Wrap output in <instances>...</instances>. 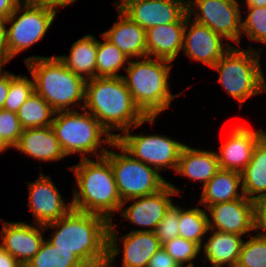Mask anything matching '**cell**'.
<instances>
[{
  "instance_id": "5",
  "label": "cell",
  "mask_w": 266,
  "mask_h": 267,
  "mask_svg": "<svg viewBox=\"0 0 266 267\" xmlns=\"http://www.w3.org/2000/svg\"><path fill=\"white\" fill-rule=\"evenodd\" d=\"M156 60V61H155ZM167 63V64H166ZM170 61L152 57L129 61L123 76L133 102L146 117H157L170 108L171 101L177 94L169 91Z\"/></svg>"
},
{
  "instance_id": "21",
  "label": "cell",
  "mask_w": 266,
  "mask_h": 267,
  "mask_svg": "<svg viewBox=\"0 0 266 267\" xmlns=\"http://www.w3.org/2000/svg\"><path fill=\"white\" fill-rule=\"evenodd\" d=\"M14 148L40 161H58L66 157L51 126L23 129Z\"/></svg>"
},
{
  "instance_id": "38",
  "label": "cell",
  "mask_w": 266,
  "mask_h": 267,
  "mask_svg": "<svg viewBox=\"0 0 266 267\" xmlns=\"http://www.w3.org/2000/svg\"><path fill=\"white\" fill-rule=\"evenodd\" d=\"M147 267H180L161 246L148 261Z\"/></svg>"
},
{
  "instance_id": "17",
  "label": "cell",
  "mask_w": 266,
  "mask_h": 267,
  "mask_svg": "<svg viewBox=\"0 0 266 267\" xmlns=\"http://www.w3.org/2000/svg\"><path fill=\"white\" fill-rule=\"evenodd\" d=\"M191 22L192 19L190 20L186 13L183 53L190 59L192 58L212 68L232 46L227 42L226 44L222 43L225 39L208 26L195 21ZM189 23L190 27H188Z\"/></svg>"
},
{
  "instance_id": "10",
  "label": "cell",
  "mask_w": 266,
  "mask_h": 267,
  "mask_svg": "<svg viewBox=\"0 0 266 267\" xmlns=\"http://www.w3.org/2000/svg\"><path fill=\"white\" fill-rule=\"evenodd\" d=\"M130 130L124 131L122 135L118 133L115 140L127 153L158 172L169 167L176 171L184 143L158 134L131 135Z\"/></svg>"
},
{
  "instance_id": "8",
  "label": "cell",
  "mask_w": 266,
  "mask_h": 267,
  "mask_svg": "<svg viewBox=\"0 0 266 267\" xmlns=\"http://www.w3.org/2000/svg\"><path fill=\"white\" fill-rule=\"evenodd\" d=\"M121 153L108 150L104 155L110 162L122 202L157 193L169 182L153 167L134 159L116 141L110 146Z\"/></svg>"
},
{
  "instance_id": "1",
  "label": "cell",
  "mask_w": 266,
  "mask_h": 267,
  "mask_svg": "<svg viewBox=\"0 0 266 267\" xmlns=\"http://www.w3.org/2000/svg\"><path fill=\"white\" fill-rule=\"evenodd\" d=\"M109 226L110 221L101 215L72 208L44 228H57L47 239L57 249L74 252L88 267H104L108 261Z\"/></svg>"
},
{
  "instance_id": "30",
  "label": "cell",
  "mask_w": 266,
  "mask_h": 267,
  "mask_svg": "<svg viewBox=\"0 0 266 267\" xmlns=\"http://www.w3.org/2000/svg\"><path fill=\"white\" fill-rule=\"evenodd\" d=\"M209 217L200 207L184 209L179 206V237L197 243L202 248L203 236L209 231Z\"/></svg>"
},
{
  "instance_id": "13",
  "label": "cell",
  "mask_w": 266,
  "mask_h": 267,
  "mask_svg": "<svg viewBox=\"0 0 266 267\" xmlns=\"http://www.w3.org/2000/svg\"><path fill=\"white\" fill-rule=\"evenodd\" d=\"M117 2L115 5L145 30L157 25L176 23L187 13V5L177 0H119Z\"/></svg>"
},
{
  "instance_id": "15",
  "label": "cell",
  "mask_w": 266,
  "mask_h": 267,
  "mask_svg": "<svg viewBox=\"0 0 266 267\" xmlns=\"http://www.w3.org/2000/svg\"><path fill=\"white\" fill-rule=\"evenodd\" d=\"M180 195V190L168 183L155 194L132 198L122 202V207L129 201H135L128 208H121L119 213L130 223L141 226L144 229L132 231L155 232L157 225L163 219L165 213L173 204L170 196ZM147 229H146V228ZM149 228V229H148Z\"/></svg>"
},
{
  "instance_id": "34",
  "label": "cell",
  "mask_w": 266,
  "mask_h": 267,
  "mask_svg": "<svg viewBox=\"0 0 266 267\" xmlns=\"http://www.w3.org/2000/svg\"><path fill=\"white\" fill-rule=\"evenodd\" d=\"M162 247L180 267H194L192 261L197 258V255L200 254L202 249L197 243L182 237L173 238L163 243Z\"/></svg>"
},
{
  "instance_id": "11",
  "label": "cell",
  "mask_w": 266,
  "mask_h": 267,
  "mask_svg": "<svg viewBox=\"0 0 266 267\" xmlns=\"http://www.w3.org/2000/svg\"><path fill=\"white\" fill-rule=\"evenodd\" d=\"M187 14L192 21L208 26L226 40L240 44L242 14L237 0H190Z\"/></svg>"
},
{
  "instance_id": "42",
  "label": "cell",
  "mask_w": 266,
  "mask_h": 267,
  "mask_svg": "<svg viewBox=\"0 0 266 267\" xmlns=\"http://www.w3.org/2000/svg\"><path fill=\"white\" fill-rule=\"evenodd\" d=\"M24 1L32 5L45 6L53 8L55 10H58L59 7H66L76 2V0H24Z\"/></svg>"
},
{
  "instance_id": "45",
  "label": "cell",
  "mask_w": 266,
  "mask_h": 267,
  "mask_svg": "<svg viewBox=\"0 0 266 267\" xmlns=\"http://www.w3.org/2000/svg\"><path fill=\"white\" fill-rule=\"evenodd\" d=\"M247 7H266V0H245Z\"/></svg>"
},
{
  "instance_id": "46",
  "label": "cell",
  "mask_w": 266,
  "mask_h": 267,
  "mask_svg": "<svg viewBox=\"0 0 266 267\" xmlns=\"http://www.w3.org/2000/svg\"><path fill=\"white\" fill-rule=\"evenodd\" d=\"M4 251H5V250H4L3 246H2V243H0V255H1Z\"/></svg>"
},
{
  "instance_id": "7",
  "label": "cell",
  "mask_w": 266,
  "mask_h": 267,
  "mask_svg": "<svg viewBox=\"0 0 266 267\" xmlns=\"http://www.w3.org/2000/svg\"><path fill=\"white\" fill-rule=\"evenodd\" d=\"M259 52L255 48L244 50L232 45L212 67L219 72L218 82L240 107L250 97L266 91Z\"/></svg>"
},
{
  "instance_id": "43",
  "label": "cell",
  "mask_w": 266,
  "mask_h": 267,
  "mask_svg": "<svg viewBox=\"0 0 266 267\" xmlns=\"http://www.w3.org/2000/svg\"><path fill=\"white\" fill-rule=\"evenodd\" d=\"M23 0H0V18L7 19Z\"/></svg>"
},
{
  "instance_id": "22",
  "label": "cell",
  "mask_w": 266,
  "mask_h": 267,
  "mask_svg": "<svg viewBox=\"0 0 266 267\" xmlns=\"http://www.w3.org/2000/svg\"><path fill=\"white\" fill-rule=\"evenodd\" d=\"M118 21L106 32L101 33L117 46L129 59L147 57L145 29L132 21L117 6Z\"/></svg>"
},
{
  "instance_id": "19",
  "label": "cell",
  "mask_w": 266,
  "mask_h": 267,
  "mask_svg": "<svg viewBox=\"0 0 266 267\" xmlns=\"http://www.w3.org/2000/svg\"><path fill=\"white\" fill-rule=\"evenodd\" d=\"M263 129L252 131L244 125L231 129L226 142L217 152L219 167L241 173L251 160L254 147L263 136Z\"/></svg>"
},
{
  "instance_id": "25",
  "label": "cell",
  "mask_w": 266,
  "mask_h": 267,
  "mask_svg": "<svg viewBox=\"0 0 266 267\" xmlns=\"http://www.w3.org/2000/svg\"><path fill=\"white\" fill-rule=\"evenodd\" d=\"M211 233L208 241L202 244L203 254L206 256L204 263L207 259L212 264L211 267H236L244 242L242 236L217 230H212Z\"/></svg>"
},
{
  "instance_id": "23",
  "label": "cell",
  "mask_w": 266,
  "mask_h": 267,
  "mask_svg": "<svg viewBox=\"0 0 266 267\" xmlns=\"http://www.w3.org/2000/svg\"><path fill=\"white\" fill-rule=\"evenodd\" d=\"M219 169L217 152L202 151L185 144L180 152L175 172L190 180L204 182V186Z\"/></svg>"
},
{
  "instance_id": "33",
  "label": "cell",
  "mask_w": 266,
  "mask_h": 267,
  "mask_svg": "<svg viewBox=\"0 0 266 267\" xmlns=\"http://www.w3.org/2000/svg\"><path fill=\"white\" fill-rule=\"evenodd\" d=\"M34 81L27 76L10 73V88L3 109L17 113L22 104L33 94Z\"/></svg>"
},
{
  "instance_id": "16",
  "label": "cell",
  "mask_w": 266,
  "mask_h": 267,
  "mask_svg": "<svg viewBox=\"0 0 266 267\" xmlns=\"http://www.w3.org/2000/svg\"><path fill=\"white\" fill-rule=\"evenodd\" d=\"M28 189L27 204L33 213L34 224L45 226L56 222L72 209L71 202H64L50 175L45 176L42 172L34 182H29Z\"/></svg>"
},
{
  "instance_id": "29",
  "label": "cell",
  "mask_w": 266,
  "mask_h": 267,
  "mask_svg": "<svg viewBox=\"0 0 266 267\" xmlns=\"http://www.w3.org/2000/svg\"><path fill=\"white\" fill-rule=\"evenodd\" d=\"M24 267H88L74 252L57 249L44 240L36 255Z\"/></svg>"
},
{
  "instance_id": "28",
  "label": "cell",
  "mask_w": 266,
  "mask_h": 267,
  "mask_svg": "<svg viewBox=\"0 0 266 267\" xmlns=\"http://www.w3.org/2000/svg\"><path fill=\"white\" fill-rule=\"evenodd\" d=\"M54 115L53 108L35 91L17 112V117L23 129L50 127L53 122L51 117Z\"/></svg>"
},
{
  "instance_id": "40",
  "label": "cell",
  "mask_w": 266,
  "mask_h": 267,
  "mask_svg": "<svg viewBox=\"0 0 266 267\" xmlns=\"http://www.w3.org/2000/svg\"><path fill=\"white\" fill-rule=\"evenodd\" d=\"M266 238V200L257 202L256 204V232ZM263 231L264 233H261Z\"/></svg>"
},
{
  "instance_id": "39",
  "label": "cell",
  "mask_w": 266,
  "mask_h": 267,
  "mask_svg": "<svg viewBox=\"0 0 266 267\" xmlns=\"http://www.w3.org/2000/svg\"><path fill=\"white\" fill-rule=\"evenodd\" d=\"M6 19L0 18V66H4L9 62V52L7 49V37H6V28L5 25Z\"/></svg>"
},
{
  "instance_id": "14",
  "label": "cell",
  "mask_w": 266,
  "mask_h": 267,
  "mask_svg": "<svg viewBox=\"0 0 266 267\" xmlns=\"http://www.w3.org/2000/svg\"><path fill=\"white\" fill-rule=\"evenodd\" d=\"M256 204L244 195L230 202L209 206V230L248 235L250 231L256 230Z\"/></svg>"
},
{
  "instance_id": "36",
  "label": "cell",
  "mask_w": 266,
  "mask_h": 267,
  "mask_svg": "<svg viewBox=\"0 0 266 267\" xmlns=\"http://www.w3.org/2000/svg\"><path fill=\"white\" fill-rule=\"evenodd\" d=\"M23 132L17 113L0 110V153L13 148Z\"/></svg>"
},
{
  "instance_id": "12",
  "label": "cell",
  "mask_w": 266,
  "mask_h": 267,
  "mask_svg": "<svg viewBox=\"0 0 266 267\" xmlns=\"http://www.w3.org/2000/svg\"><path fill=\"white\" fill-rule=\"evenodd\" d=\"M117 226L110 222L108 230V261L104 267H113L115 257L120 253L118 240L123 243L122 267H147L148 261L153 254L162 246L155 232L131 231L119 239Z\"/></svg>"
},
{
  "instance_id": "32",
  "label": "cell",
  "mask_w": 266,
  "mask_h": 267,
  "mask_svg": "<svg viewBox=\"0 0 266 267\" xmlns=\"http://www.w3.org/2000/svg\"><path fill=\"white\" fill-rule=\"evenodd\" d=\"M243 242L236 267H266V238L259 233Z\"/></svg>"
},
{
  "instance_id": "20",
  "label": "cell",
  "mask_w": 266,
  "mask_h": 267,
  "mask_svg": "<svg viewBox=\"0 0 266 267\" xmlns=\"http://www.w3.org/2000/svg\"><path fill=\"white\" fill-rule=\"evenodd\" d=\"M186 14L176 23L157 25L145 30L149 57L174 61L183 48Z\"/></svg>"
},
{
  "instance_id": "41",
  "label": "cell",
  "mask_w": 266,
  "mask_h": 267,
  "mask_svg": "<svg viewBox=\"0 0 266 267\" xmlns=\"http://www.w3.org/2000/svg\"><path fill=\"white\" fill-rule=\"evenodd\" d=\"M2 68L0 66V110L3 109L10 88V73L8 71L4 72Z\"/></svg>"
},
{
  "instance_id": "44",
  "label": "cell",
  "mask_w": 266,
  "mask_h": 267,
  "mask_svg": "<svg viewBox=\"0 0 266 267\" xmlns=\"http://www.w3.org/2000/svg\"><path fill=\"white\" fill-rule=\"evenodd\" d=\"M0 267H24L11 254L4 251L0 255Z\"/></svg>"
},
{
  "instance_id": "18",
  "label": "cell",
  "mask_w": 266,
  "mask_h": 267,
  "mask_svg": "<svg viewBox=\"0 0 266 267\" xmlns=\"http://www.w3.org/2000/svg\"><path fill=\"white\" fill-rule=\"evenodd\" d=\"M43 231H45L43 225L36 224L34 227L25 222L4 221L0 239L4 250L25 266L36 255L44 242Z\"/></svg>"
},
{
  "instance_id": "24",
  "label": "cell",
  "mask_w": 266,
  "mask_h": 267,
  "mask_svg": "<svg viewBox=\"0 0 266 267\" xmlns=\"http://www.w3.org/2000/svg\"><path fill=\"white\" fill-rule=\"evenodd\" d=\"M242 192L256 203L266 200V138L256 143L248 165L241 172Z\"/></svg>"
},
{
  "instance_id": "2",
  "label": "cell",
  "mask_w": 266,
  "mask_h": 267,
  "mask_svg": "<svg viewBox=\"0 0 266 267\" xmlns=\"http://www.w3.org/2000/svg\"><path fill=\"white\" fill-rule=\"evenodd\" d=\"M116 139L113 130L122 133L155 117H146L133 102L123 77H95L86 81L84 108Z\"/></svg>"
},
{
  "instance_id": "3",
  "label": "cell",
  "mask_w": 266,
  "mask_h": 267,
  "mask_svg": "<svg viewBox=\"0 0 266 267\" xmlns=\"http://www.w3.org/2000/svg\"><path fill=\"white\" fill-rule=\"evenodd\" d=\"M96 160L81 159L69 168L78 183L71 200L72 208L101 215L112 222L115 211L122 208V200L109 160L105 156Z\"/></svg>"
},
{
  "instance_id": "48",
  "label": "cell",
  "mask_w": 266,
  "mask_h": 267,
  "mask_svg": "<svg viewBox=\"0 0 266 267\" xmlns=\"http://www.w3.org/2000/svg\"><path fill=\"white\" fill-rule=\"evenodd\" d=\"M263 136L266 138V132L262 131Z\"/></svg>"
},
{
  "instance_id": "47",
  "label": "cell",
  "mask_w": 266,
  "mask_h": 267,
  "mask_svg": "<svg viewBox=\"0 0 266 267\" xmlns=\"http://www.w3.org/2000/svg\"><path fill=\"white\" fill-rule=\"evenodd\" d=\"M177 1H182V2H184L186 5H188V3H189L190 0H177Z\"/></svg>"
},
{
  "instance_id": "26",
  "label": "cell",
  "mask_w": 266,
  "mask_h": 267,
  "mask_svg": "<svg viewBox=\"0 0 266 267\" xmlns=\"http://www.w3.org/2000/svg\"><path fill=\"white\" fill-rule=\"evenodd\" d=\"M242 184L241 173L232 170L219 169L218 172L202 187L199 204L206 209L214 204L230 202L244 196L239 187Z\"/></svg>"
},
{
  "instance_id": "9",
  "label": "cell",
  "mask_w": 266,
  "mask_h": 267,
  "mask_svg": "<svg viewBox=\"0 0 266 267\" xmlns=\"http://www.w3.org/2000/svg\"><path fill=\"white\" fill-rule=\"evenodd\" d=\"M56 12L53 8L32 5L24 0L17 6L6 19V23L11 24L6 28L9 61L42 40L56 18Z\"/></svg>"
},
{
  "instance_id": "27",
  "label": "cell",
  "mask_w": 266,
  "mask_h": 267,
  "mask_svg": "<svg viewBox=\"0 0 266 267\" xmlns=\"http://www.w3.org/2000/svg\"><path fill=\"white\" fill-rule=\"evenodd\" d=\"M97 48L98 40L93 35L88 34L72 44L70 55H57V57L74 74L87 81L96 77Z\"/></svg>"
},
{
  "instance_id": "31",
  "label": "cell",
  "mask_w": 266,
  "mask_h": 267,
  "mask_svg": "<svg viewBox=\"0 0 266 267\" xmlns=\"http://www.w3.org/2000/svg\"><path fill=\"white\" fill-rule=\"evenodd\" d=\"M105 40H98L97 57H96V77H123L117 73L130 59L117 46L112 44L102 34Z\"/></svg>"
},
{
  "instance_id": "37",
  "label": "cell",
  "mask_w": 266,
  "mask_h": 267,
  "mask_svg": "<svg viewBox=\"0 0 266 267\" xmlns=\"http://www.w3.org/2000/svg\"><path fill=\"white\" fill-rule=\"evenodd\" d=\"M179 207L172 204L163 219L157 225L155 234L161 245L173 238L179 237Z\"/></svg>"
},
{
  "instance_id": "6",
  "label": "cell",
  "mask_w": 266,
  "mask_h": 267,
  "mask_svg": "<svg viewBox=\"0 0 266 267\" xmlns=\"http://www.w3.org/2000/svg\"><path fill=\"white\" fill-rule=\"evenodd\" d=\"M83 110V113L77 110L55 112L51 127L65 156L80 153L81 159H86V154L90 153L97 158L102 157L108 149L101 145L111 146L116 139L91 113Z\"/></svg>"
},
{
  "instance_id": "35",
  "label": "cell",
  "mask_w": 266,
  "mask_h": 267,
  "mask_svg": "<svg viewBox=\"0 0 266 267\" xmlns=\"http://www.w3.org/2000/svg\"><path fill=\"white\" fill-rule=\"evenodd\" d=\"M247 15L241 21V32L252 41L266 44V7H247Z\"/></svg>"
},
{
  "instance_id": "4",
  "label": "cell",
  "mask_w": 266,
  "mask_h": 267,
  "mask_svg": "<svg viewBox=\"0 0 266 267\" xmlns=\"http://www.w3.org/2000/svg\"><path fill=\"white\" fill-rule=\"evenodd\" d=\"M24 62L33 77L35 92L46 100L55 112L73 111L75 103L83 111L85 78L74 74L57 56L33 55L25 58Z\"/></svg>"
}]
</instances>
